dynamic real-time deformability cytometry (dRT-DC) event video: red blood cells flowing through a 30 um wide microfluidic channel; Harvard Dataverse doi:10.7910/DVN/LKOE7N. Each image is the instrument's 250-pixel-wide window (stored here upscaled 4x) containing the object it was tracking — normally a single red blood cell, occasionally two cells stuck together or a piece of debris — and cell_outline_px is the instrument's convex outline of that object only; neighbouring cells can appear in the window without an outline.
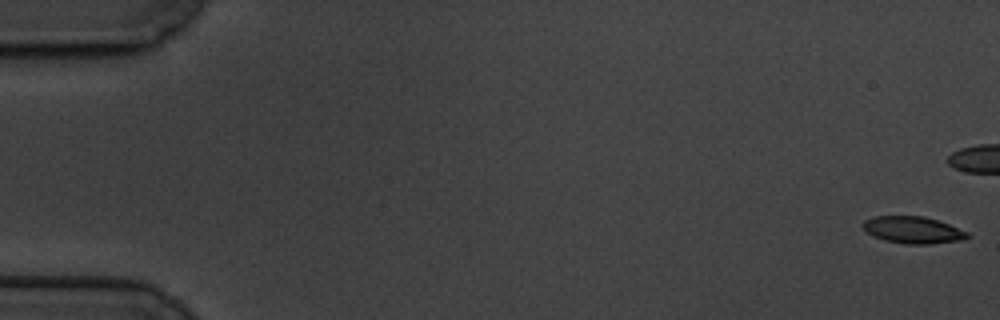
{"species": "common noctule bat (a hibernating species)", "species_latin": "Nyctalus noctula", "temperature_condition": "cold", "stored_images_in_passage": 49, "camera_frame_rate_fps": 3000, "um_per_image_px": 0.085, "animal": {"sex": "male", "body_mass_g": 19.5, "forearm_length_mm": 54.6}, "frame": {"image": 1, "passage_image": 1, "time_ms": 0.0, "image_size_px": [1000, 320], "cell_outline_px": [[972, 236], [960, 240], [932, 244], [904, 244], [884, 240], [872, 236], [864, 228], [864, 220], [872, 216], [924, 216], [948, 224], [968, 232]], "centroid_in_image_um": [77.6, 19.55], "position_along_channel_um": 7.4, "area_um2": 16.36}}
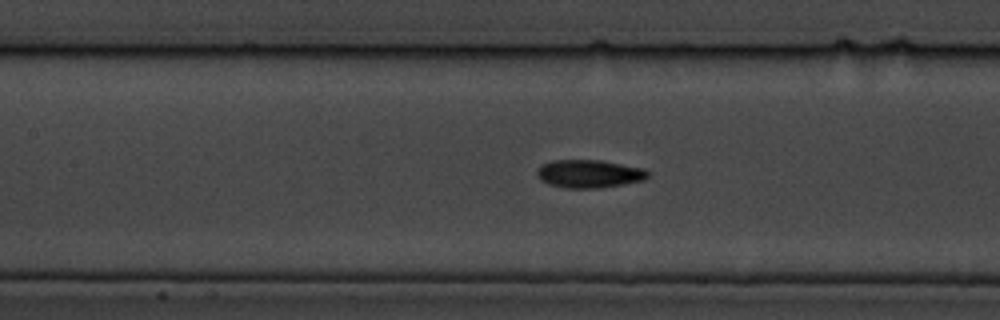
{"frame": {"image": 2, "passage_image": 28, "time_ms": 9.0, "image_size_px": [1000, 320], "cell_outline_px": [[652, 172], [644, 180], [624, 184], [600, 188], [564, 188], [548, 184], [540, 180], [536, 176], [536, 172], [544, 164], [552, 160], [600, 160], [644, 168]], "centroid_in_image_um": [50.1, 14.78], "position_along_channel_um": 157.3, "area_um2": 18.26}}
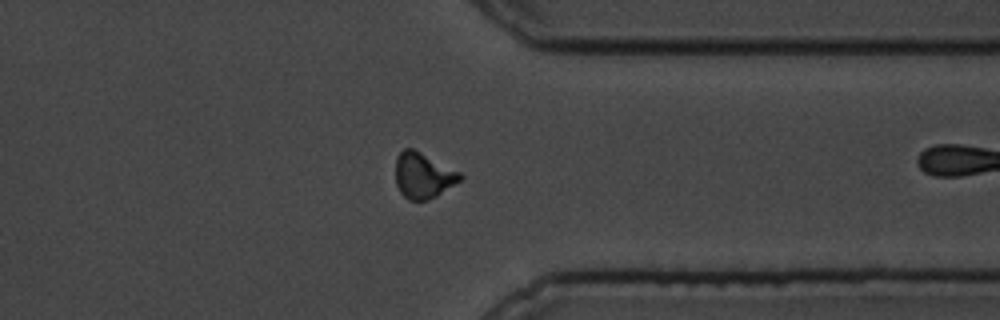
{"frame": {"image": 3, "passage_image": 48, "time_ms": 15.667, "image_size_px": [1000, 320], "cell_outline_px": [[464, 176], [460, 180], [436, 196], [428, 200], [408, 200], [400, 192], [396, 184], [396, 156], [404, 148], [412, 148], [460, 172]], "centroid_in_image_um": [35.94, 14.92], "position_along_channel_um": 375.5, "area_um2": 16.99}}